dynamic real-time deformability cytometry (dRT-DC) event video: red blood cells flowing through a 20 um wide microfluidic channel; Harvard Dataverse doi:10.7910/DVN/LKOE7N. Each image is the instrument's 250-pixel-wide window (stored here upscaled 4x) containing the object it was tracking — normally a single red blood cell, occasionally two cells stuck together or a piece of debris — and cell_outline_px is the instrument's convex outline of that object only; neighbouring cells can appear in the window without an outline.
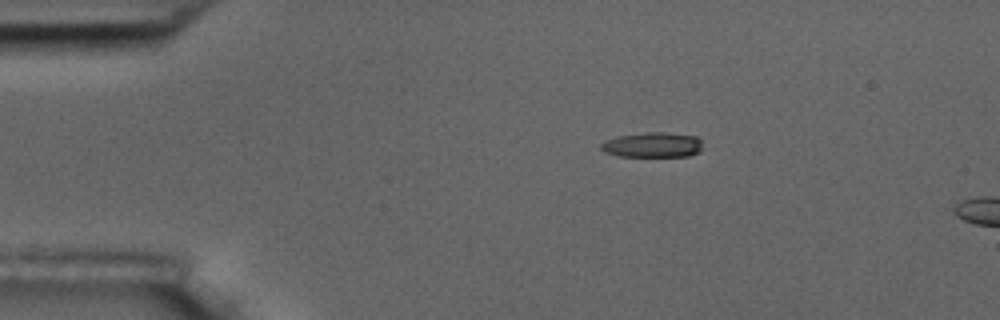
{"species": "common noctule bat (a hibernating species)", "species_latin": "Nyctalus noctula", "temperature_condition": "room temperature", "stored_images_in_passage": 2, "camera_frame_rate_fps": 3000, "um_per_image_px": 0.085, "animal": {"sex": "male", "body_mass_g": 17.5, "forearm_length_mm": 52.3}, "frame": {"image": 1, "passage_image": 1, "time_ms": 0.0, "image_size_px": [1000, 320], "cell_outline_px": [[700, 152], [688, 156], [620, 156], [604, 152], [600, 148], [600, 144], [604, 140], [616, 136], [648, 132], [664, 132], [696, 136], [700, 140]], "centroid_in_image_um": [55.43, 12.31], "position_along_channel_um": 29.6, "area_um2": 14.85}}